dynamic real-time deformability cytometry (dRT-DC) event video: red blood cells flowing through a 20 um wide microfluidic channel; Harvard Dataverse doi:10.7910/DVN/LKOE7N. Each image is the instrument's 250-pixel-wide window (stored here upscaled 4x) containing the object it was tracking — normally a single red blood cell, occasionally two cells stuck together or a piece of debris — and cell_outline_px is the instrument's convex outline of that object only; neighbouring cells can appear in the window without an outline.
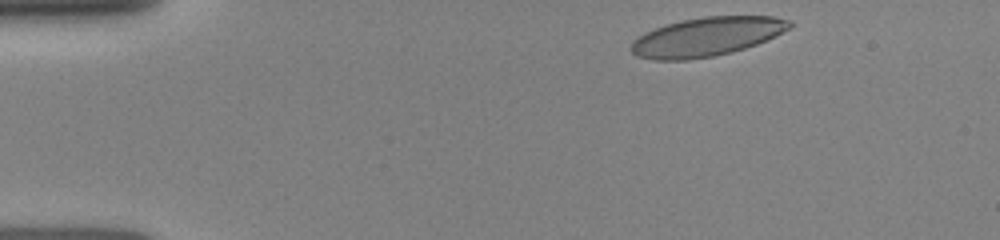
{"species": "human", "species_latin": "Homo sapiens", "temperature_condition": "room temperature", "stored_images_in_passage": 4, "camera_frame_rate_fps": 3000, "um_per_image_px": 0.085, "donor": {"sex": "female"}, "frame": {"image": 1, "passage_image": 1, "time_ms": 0.0, "image_size_px": [1000, 240], "cell_outline_px": [[792, 24], [788, 28], [756, 44], [732, 52], [712, 56], [688, 60], [652, 60], [636, 56], [632, 52], [632, 40], [644, 32], [680, 20], [704, 16], [772, 16], [792, 20]], "centroid_in_image_um": [60.02, 3.12], "position_along_channel_um": 25.0, "area_um2": 35.66}}